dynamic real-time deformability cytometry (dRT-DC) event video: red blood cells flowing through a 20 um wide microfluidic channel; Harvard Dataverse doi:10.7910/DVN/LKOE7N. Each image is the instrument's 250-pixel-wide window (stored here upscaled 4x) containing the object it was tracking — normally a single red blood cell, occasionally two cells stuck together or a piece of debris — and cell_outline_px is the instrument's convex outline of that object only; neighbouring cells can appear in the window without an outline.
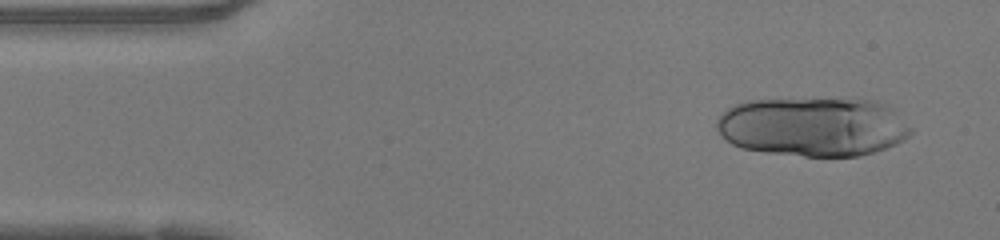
{"species": "human", "species_latin": "Homo sapiens", "temperature_condition": "warm", "stored_images_in_passage": 22, "camera_frame_rate_fps": 3000, "um_per_image_px": 0.085, "donor": {"sex": "female"}, "frame": {"image": 1, "passage_image": 3, "time_ms": 0.667, "image_size_px": [1000, 240], "cell_outline_px": [[912, 132], [904, 140], [896, 144], [860, 156], [804, 156], [768, 152], [740, 148], [732, 144], [716, 128], [716, 120], [728, 108], [744, 100], [876, 100], [884, 104], [912, 128]], "centroid_in_image_um": [69.09, 10.79], "position_along_channel_um": 15.9, "area_um2": 66.12}}
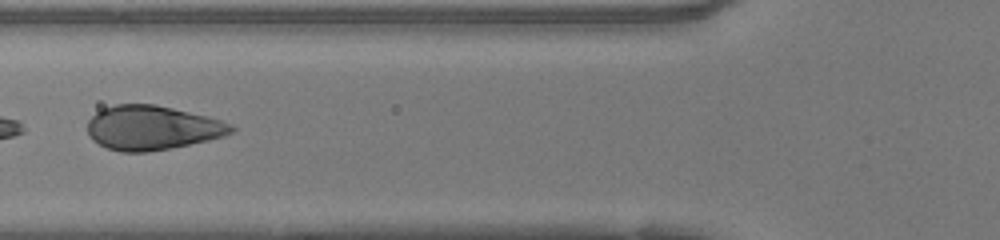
{"frame": {"image": 2, "passage_image": 17, "time_ms": 5.333, "image_size_px": [1000, 240], "cell_outline_px": [[236, 128], [232, 132], [224, 136], [208, 140], [148, 152], [120, 152], [108, 148], [92, 140], [88, 136], [88, 120], [96, 112], [104, 108], [116, 104], [156, 104], [208, 116], [232, 124]], "centroid_in_image_um": [12.93, 10.85], "position_along_channel_um": 112.9, "area_um2": 37.05}}